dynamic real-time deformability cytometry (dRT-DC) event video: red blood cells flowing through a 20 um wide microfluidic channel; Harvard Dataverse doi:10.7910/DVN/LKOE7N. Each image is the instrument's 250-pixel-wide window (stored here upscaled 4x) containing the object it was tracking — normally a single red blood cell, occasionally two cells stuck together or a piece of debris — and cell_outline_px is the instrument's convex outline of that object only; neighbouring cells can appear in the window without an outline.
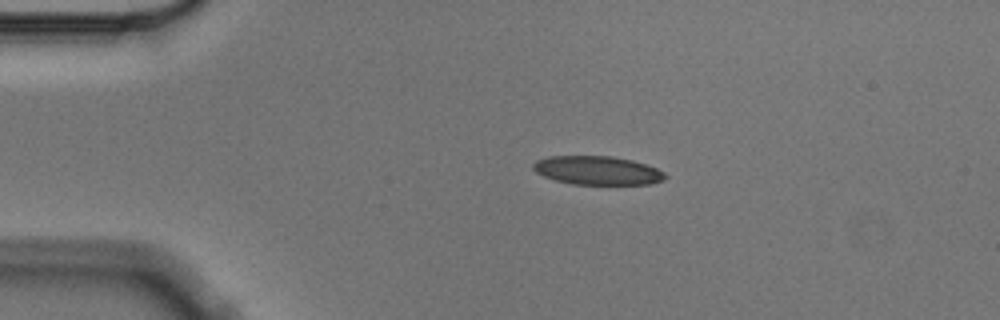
{"species": "Egyptian fruit bat (a non-hibernating species)", "species_latin": "Rousettus aegyptiacus", "temperature_condition": "cold", "stored_images_in_passage": 4, "camera_frame_rate_fps": 3000, "um_per_image_px": 0.085, "animal": {"sex": "male"}, "frame": {"image": 1, "passage_image": 2, "time_ms": 0.333, "image_size_px": [1000, 320], "cell_outline_px": [[668, 176], [664, 180], [652, 184], [572, 184], [556, 180], [544, 176], [536, 172], [532, 168], [532, 164], [536, 160], [548, 156], [612, 156], [632, 160], [656, 168], [664, 172]], "centroid_in_image_um": [50.78, 14.48], "position_along_channel_um": 34.2, "area_um2": 22.08}}
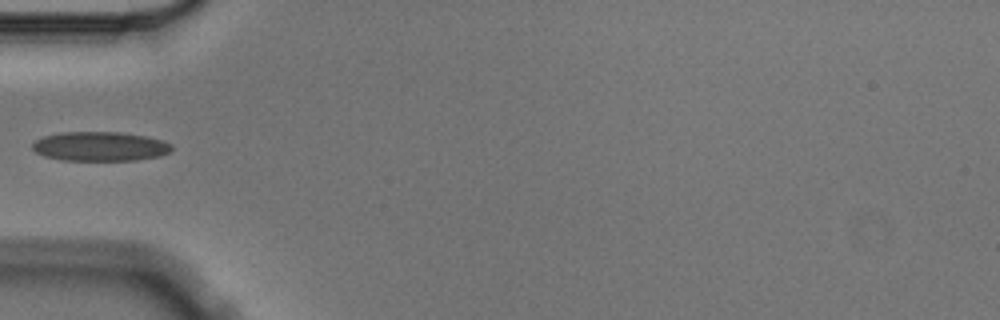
{"frame": {"image": 2, "passage_image": 4, "time_ms": 1.0, "image_size_px": [1000, 320], "cell_outline_px": [[172, 148], [168, 152], [160, 156], [136, 160], [60, 160], [44, 156], [36, 152], [32, 148], [32, 144], [36, 140], [44, 136], [60, 132], [120, 132], [148, 136], [172, 144]], "centroid_in_image_um": [8.49, 12.44], "position_along_channel_um": 76.5, "area_um2": 23.81}}